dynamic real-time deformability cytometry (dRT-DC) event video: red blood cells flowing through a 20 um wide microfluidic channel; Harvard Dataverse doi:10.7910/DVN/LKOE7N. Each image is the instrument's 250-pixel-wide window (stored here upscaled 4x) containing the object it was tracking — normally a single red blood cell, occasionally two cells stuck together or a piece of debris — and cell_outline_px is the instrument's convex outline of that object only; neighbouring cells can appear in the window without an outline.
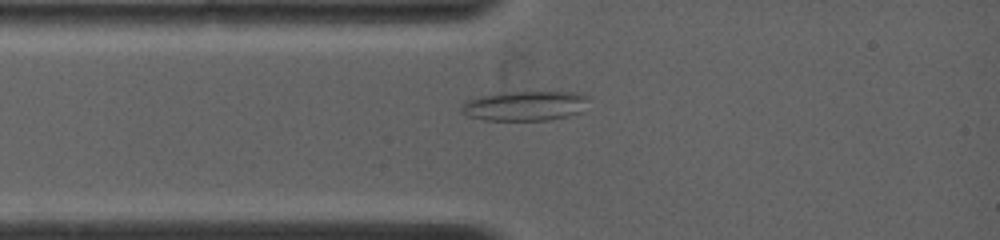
{"species": "common noctule bat (a hibernating species)", "species_latin": "Nyctalus noctula", "temperature_condition": "warm", "stored_images_in_passage": 11, "camera_frame_rate_fps": 4500, "um_per_image_px": 0.085, "animal": {"sex": "female", "body_mass_g": 19.0, "forearm_length_mm": 53.3}, "frame": {"image": 1, "passage_image": 2, "time_ms": 1.111, "image_size_px": [1000, 240], "cell_outline_px": [[592, 96], [580, 112], [568, 116], [548, 120], [484, 120], [472, 116], [464, 112], [460, 108], [460, 104], [464, 100], [496, 92], [580, 92]], "centroid_in_image_um": [44.64, 8.97], "position_along_channel_um": 40.4, "area_um2": 22.31}}
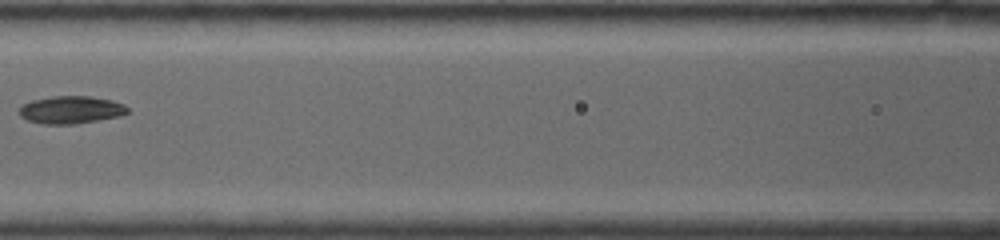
{"frame": {"image": 2, "passage_image": 5, "time_ms": 4.222, "image_size_px": [1000, 240], "cell_outline_px": [[128, 112], [116, 116], [96, 120], [72, 124], [44, 124], [28, 120], [20, 116], [20, 104], [32, 100], [52, 96], [92, 96], [112, 100], [124, 104], [128, 108]], "centroid_in_image_um": [5.99, 9.32], "position_along_channel_um": 160.6, "area_um2": 17.28}}
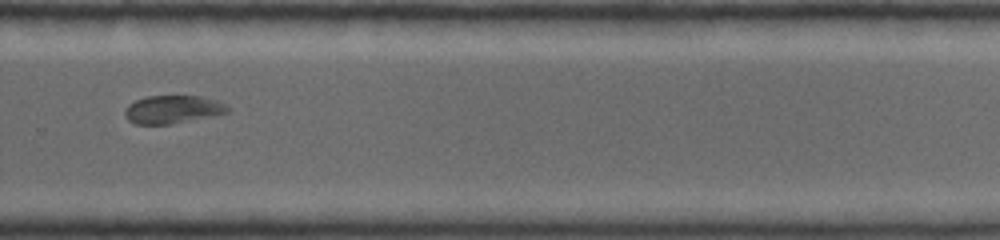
{"frame": {"image": 3, "passage_image": 10, "time_ms": 8.222, "image_size_px": [1000, 240], "cell_outline_px": [[228, 112], [168, 124], [136, 124], [128, 120], [124, 112], [128, 104], [136, 100], [148, 96], [200, 96], [216, 100], [224, 104], [228, 108]], "centroid_in_image_um": [14.62, 9.29], "position_along_channel_um": 315.2, "area_um2": 16.36}}